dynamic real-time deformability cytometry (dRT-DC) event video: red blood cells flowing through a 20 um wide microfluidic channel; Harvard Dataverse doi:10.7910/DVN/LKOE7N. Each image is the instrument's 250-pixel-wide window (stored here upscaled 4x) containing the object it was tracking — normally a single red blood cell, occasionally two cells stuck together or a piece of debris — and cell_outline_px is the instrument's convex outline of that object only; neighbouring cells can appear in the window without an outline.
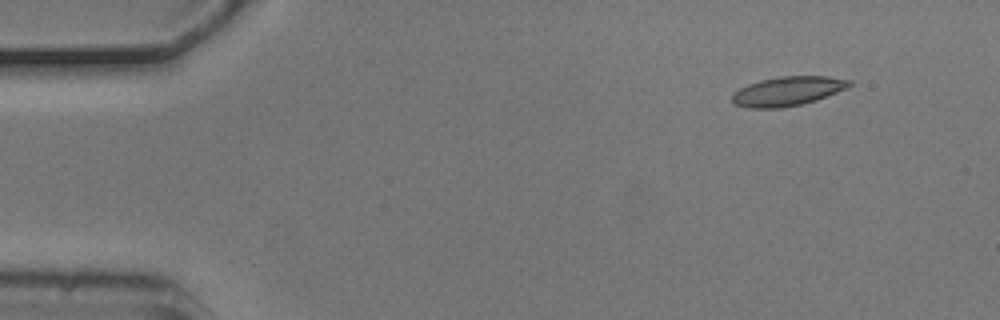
{"species": "common noctule bat (a hibernating species)", "species_latin": "Nyctalus noctula", "temperature_condition": "cold", "stored_images_in_passage": 5, "camera_frame_rate_fps": 3000, "um_per_image_px": 0.085, "animal": {"sex": "male", "body_mass_g": 20.5, "forearm_length_mm": 52.5}, "frame": {"image": 1, "passage_image": 1, "time_ms": 0.0, "image_size_px": [1000, 320], "cell_outline_px": [[852, 84], [836, 92], [816, 100], [800, 104], [780, 108], [748, 108], [736, 104], [732, 100], [732, 92], [748, 84], [760, 80], [780, 76], [828, 76], [852, 80]], "centroid_in_image_um": [66.92, 7.74], "position_along_channel_um": 18.1, "area_um2": 19.83}}
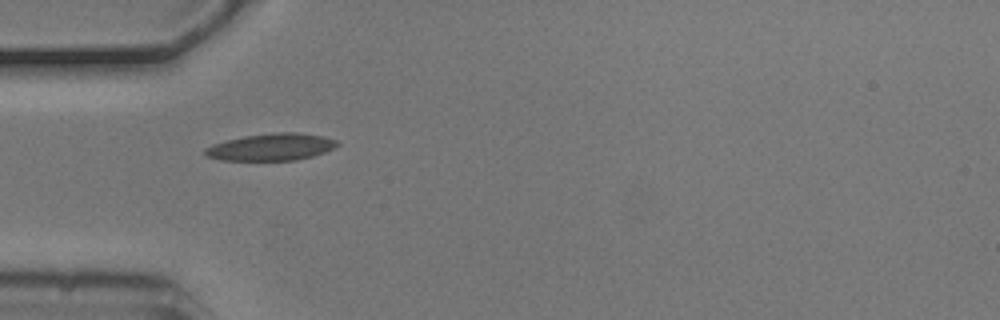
{"frame": {"image": 2, "passage_image": 4, "time_ms": 1.0, "image_size_px": [1000, 320], "cell_outline_px": [[340, 144], [324, 152], [312, 156], [296, 160], [220, 160], [204, 156], [204, 148], [212, 144], [244, 136], [276, 132], [296, 132], [324, 136], [336, 140]], "centroid_in_image_um": [23.03, 12.49], "position_along_channel_um": 62.0, "area_um2": 20.81}}
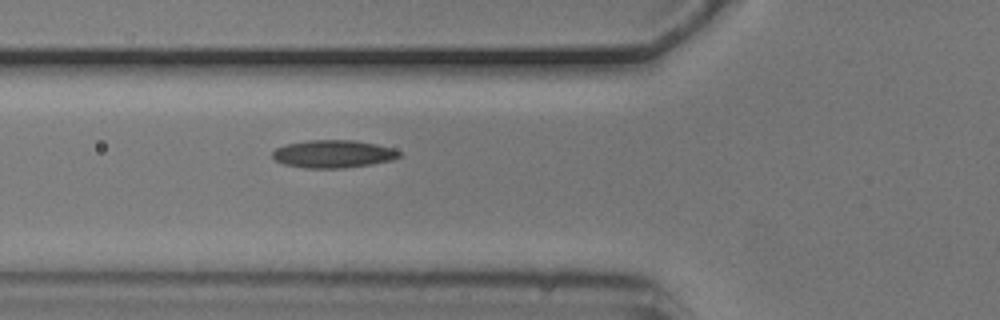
{"frame": {"image": 3, "passage_image": 5, "time_ms": 1.333, "image_size_px": [1000, 320], "cell_outline_px": [[400, 156], [392, 160], [372, 164], [344, 168], [304, 168], [284, 164], [276, 160], [272, 156], [272, 152], [276, 148], [288, 144], [308, 140], [356, 140], [376, 144], [392, 148], [400, 152]], "centroid_in_image_um": [28.33, 13.08], "position_along_channel_um": 97.5, "area_um2": 20.46}}